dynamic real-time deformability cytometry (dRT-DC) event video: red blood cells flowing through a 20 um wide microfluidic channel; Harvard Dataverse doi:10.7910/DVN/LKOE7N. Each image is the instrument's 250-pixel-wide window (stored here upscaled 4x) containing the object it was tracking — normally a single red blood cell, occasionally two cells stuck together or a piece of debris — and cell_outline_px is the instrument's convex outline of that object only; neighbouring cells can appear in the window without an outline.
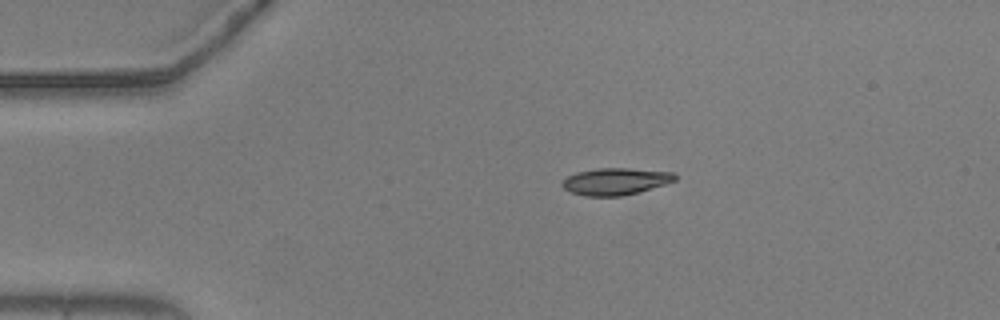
{"species": "common noctule bat (a hibernating species)", "species_latin": "Nyctalus noctula", "temperature_condition": "warm", "stored_images_in_passage": 42, "camera_frame_rate_fps": 3000, "um_per_image_px": 0.085, "animal": {"sex": "male", "body_mass_g": 20.5, "forearm_length_mm": 52.5}, "frame": {"image": 1, "passage_image": 1, "time_ms": 0.0, "image_size_px": [1000, 320], "cell_outline_px": [[676, 180], [664, 184], [636, 192], [620, 196], [584, 196], [572, 192], [564, 188], [560, 184], [568, 176], [576, 172], [596, 168], [628, 168], [676, 172]], "centroid_in_image_um": [52.31, 15.4], "position_along_channel_um": 32.7, "area_um2": 17.57}}
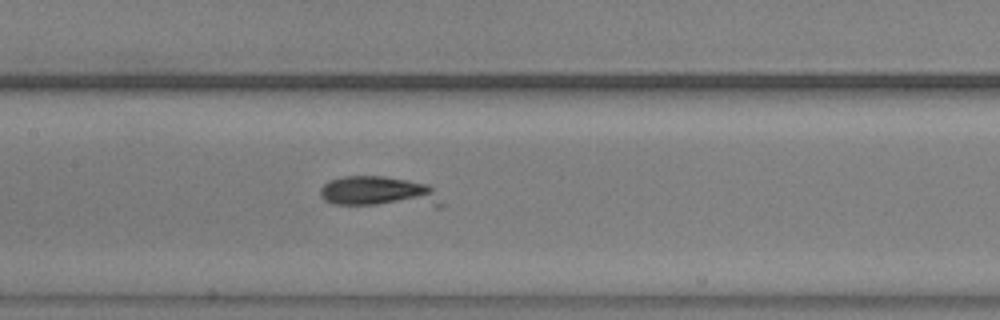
{"frame": {"image": 2, "passage_image": 16, "time_ms": 5.0, "image_size_px": [1000, 320], "cell_outline_px": [[444, 208], [436, 208], [332, 204], [324, 200], [320, 196], [320, 188], [328, 180], [344, 176], [384, 176], [428, 184], [432, 188], [444, 204]], "centroid_in_image_um": [32.26, 16.35], "position_along_channel_um": 175.1, "area_um2": 22.54}}
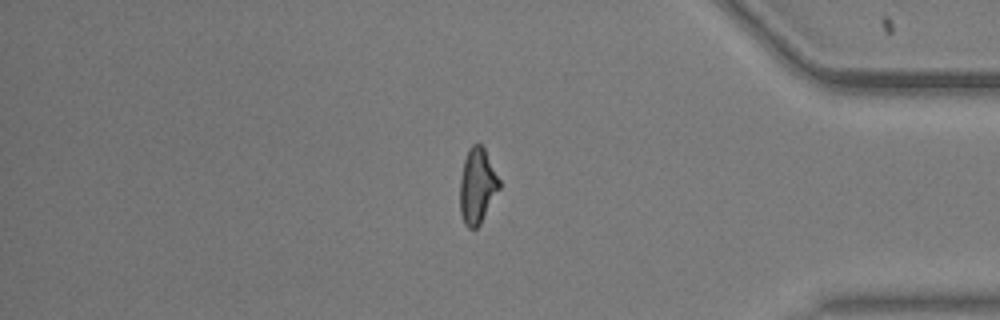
{"frame": {"image": 3, "passage_image": 36, "time_ms": 11.667, "image_size_px": [1000, 320], "cell_outline_px": [[500, 188], [480, 224], [476, 228], [468, 228], [464, 224], [460, 212], [460, 180], [464, 160], [468, 148], [472, 144], [480, 144], [484, 148], [500, 180]], "centroid_in_image_um": [40.56, 15.81], "position_along_channel_um": 394.6, "area_um2": 17.22}}